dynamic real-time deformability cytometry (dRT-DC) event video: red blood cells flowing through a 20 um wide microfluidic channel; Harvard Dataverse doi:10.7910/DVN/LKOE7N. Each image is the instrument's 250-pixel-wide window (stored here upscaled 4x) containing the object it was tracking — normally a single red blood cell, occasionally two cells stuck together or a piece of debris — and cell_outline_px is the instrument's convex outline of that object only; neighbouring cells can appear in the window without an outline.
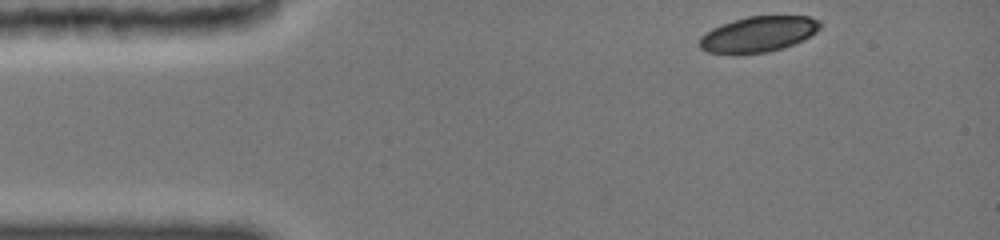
{"species": "common noctule bat (a hibernating species)", "species_latin": "Nyctalus noctula", "temperature_condition": "cold", "stored_images_in_passage": 40, "camera_frame_rate_fps": 3000, "um_per_image_px": 0.085, "animal": {"sex": "female", "body_mass_g": 19.0, "forearm_length_mm": 51.5}, "frame": {"image": 1, "passage_image": 1, "time_ms": 0.0, "image_size_px": [1000, 240], "cell_outline_px": [[820, 28], [816, 32], [792, 44], [768, 52], [708, 52], [700, 48], [700, 36], [712, 28], [748, 16], [808, 16], [820, 20]], "centroid_in_image_um": [64.47, 2.87], "position_along_channel_um": 20.5, "area_um2": 24.22}}